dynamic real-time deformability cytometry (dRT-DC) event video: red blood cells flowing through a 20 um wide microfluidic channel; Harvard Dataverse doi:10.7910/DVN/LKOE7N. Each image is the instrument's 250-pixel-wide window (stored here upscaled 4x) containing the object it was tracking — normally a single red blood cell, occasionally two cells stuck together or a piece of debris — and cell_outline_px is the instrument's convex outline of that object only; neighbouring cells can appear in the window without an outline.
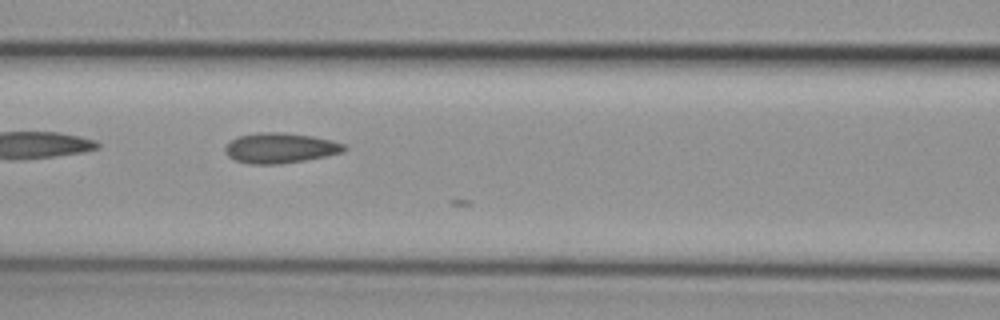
{"species": "common noctule bat (a hibernating species)", "species_latin": "Nyctalus noctula", "temperature_condition": "cold", "stored_images_in_passage": 10, "camera_frame_rate_fps": 3000, "um_per_image_px": 0.085, "animal": {"sex": "female", "body_mass_g": 29.2, "forearm_length_mm": 56.3}, "frame": {"image": 1, "passage_image": 9, "time_ms": 2.667, "image_size_px": [1000, 320], "cell_outline_px": [[348, 148], [344, 152], [304, 160], [280, 164], [248, 164], [236, 160], [228, 156], [224, 152], [224, 148], [236, 136], [260, 132], [284, 132], [312, 136], [332, 140], [344, 144]], "centroid_in_image_um": [23.81, 12.57], "position_along_channel_um": 142.8, "area_um2": 21.04}}